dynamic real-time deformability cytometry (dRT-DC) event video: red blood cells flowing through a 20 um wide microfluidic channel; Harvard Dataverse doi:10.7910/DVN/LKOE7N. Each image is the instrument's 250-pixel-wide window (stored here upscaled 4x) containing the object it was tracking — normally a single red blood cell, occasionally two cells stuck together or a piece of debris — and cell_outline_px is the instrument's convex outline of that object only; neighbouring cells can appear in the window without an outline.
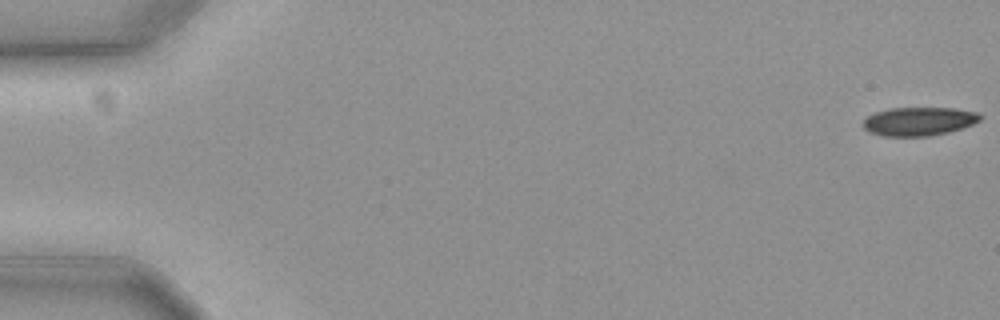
{"species": "common noctule bat (a hibernating species)", "species_latin": "Nyctalus noctula", "temperature_condition": "cold", "stored_images_in_passage": 12, "camera_frame_rate_fps": 3000, "um_per_image_px": 0.085, "animal": {"sex": "female", "body_mass_g": 19.3, "forearm_length_mm": 54.1}, "frame": {"image": 1, "passage_image": 1, "time_ms": 0.0, "image_size_px": [1000, 320], "cell_outline_px": [[980, 120], [972, 124], [948, 132], [928, 136], [884, 136], [868, 132], [864, 128], [864, 120], [868, 116], [876, 112], [888, 108], [952, 108], [976, 112], [980, 116]], "centroid_in_image_um": [78.07, 10.31], "position_along_channel_um": 6.9, "area_um2": 19.25}}